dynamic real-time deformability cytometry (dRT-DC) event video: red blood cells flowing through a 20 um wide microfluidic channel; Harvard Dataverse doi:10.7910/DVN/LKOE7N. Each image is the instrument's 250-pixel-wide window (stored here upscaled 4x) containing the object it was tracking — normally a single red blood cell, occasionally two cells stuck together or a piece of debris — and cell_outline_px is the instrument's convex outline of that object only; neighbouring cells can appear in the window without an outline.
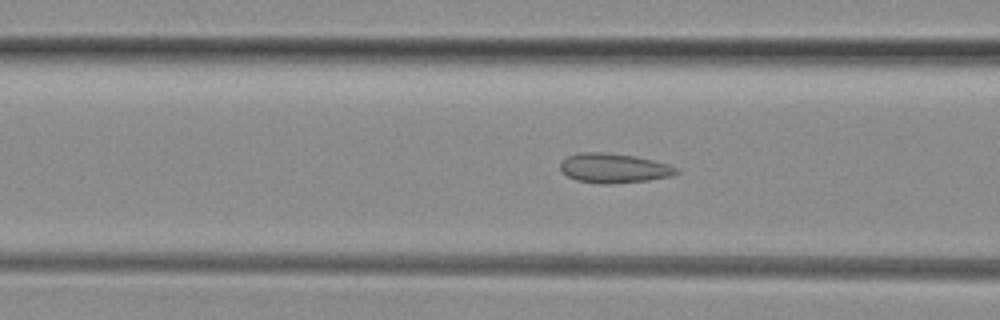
{"species": "common noctule bat (a hibernating species)", "species_latin": "Nyctalus noctula", "temperature_condition": "room temperature", "stored_images_in_passage": 40, "camera_frame_rate_fps": 3000, "um_per_image_px": 0.085, "animal": {"sex": "female", "body_mass_g": 29.2, "forearm_length_mm": 56.3}, "frame": {"image": 1, "passage_image": 10, "time_ms": 3.0, "image_size_px": [1000, 320], "cell_outline_px": [[680, 172], [672, 176], [648, 180], [612, 184], [600, 184], [576, 180], [568, 176], [560, 168], [560, 164], [568, 156], [580, 152], [604, 152], [636, 156], [668, 164], [680, 168]], "centroid_in_image_um": [52.22, 14.29], "position_along_channel_um": 114.4, "area_um2": 20.06}}
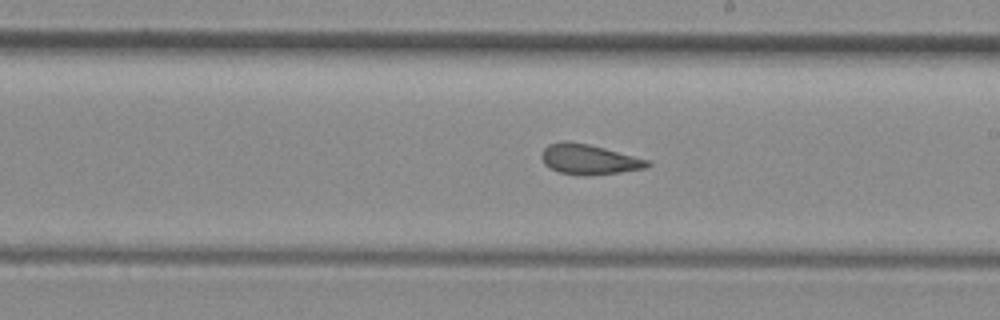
{"frame": {"image": 2, "passage_image": 19, "time_ms": 6.0, "image_size_px": [1000, 320], "cell_outline_px": [[652, 164], [644, 168], [620, 172], [588, 176], [580, 176], [560, 172], [544, 164], [540, 156], [544, 148], [548, 144], [564, 140], [568, 140], [588, 144], [604, 148], [648, 160]], "centroid_in_image_um": [50.02, 13.54], "position_along_channel_um": 239.0, "area_um2": 18.55}}
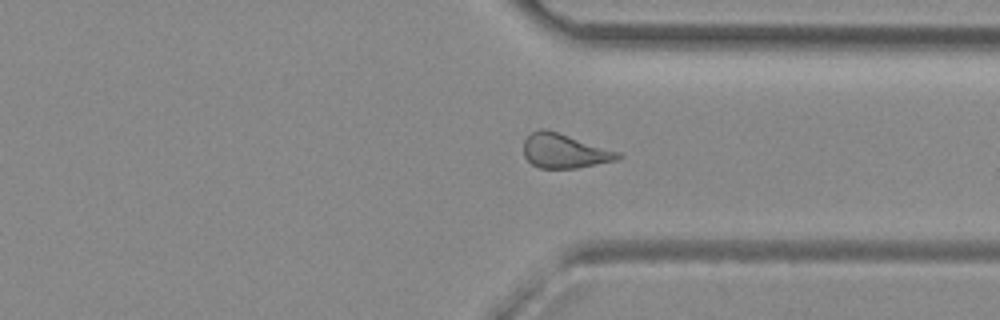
{"frame": {"image": 3, "passage_image": 28, "time_ms": 9.0, "image_size_px": [1000, 320], "cell_outline_px": [[624, 156], [616, 160], [576, 168], [540, 168], [532, 164], [524, 156], [524, 140], [532, 132], [540, 128], [544, 128], [620, 152]], "centroid_in_image_um": [47.97, 12.83], "position_along_channel_um": 363.4, "area_um2": 18.67}, "authors_computed_cell_mechanics": {"area_um2": 19.1029, "velocity_mm_per_s": 4.1604, "shape_relaxation_time_tau1_ms": null, "shape_relaxation_time_tau2_ms": 1.4721, "deformation_change_tau1": null, "deformation_change_tau2": 0.088}}